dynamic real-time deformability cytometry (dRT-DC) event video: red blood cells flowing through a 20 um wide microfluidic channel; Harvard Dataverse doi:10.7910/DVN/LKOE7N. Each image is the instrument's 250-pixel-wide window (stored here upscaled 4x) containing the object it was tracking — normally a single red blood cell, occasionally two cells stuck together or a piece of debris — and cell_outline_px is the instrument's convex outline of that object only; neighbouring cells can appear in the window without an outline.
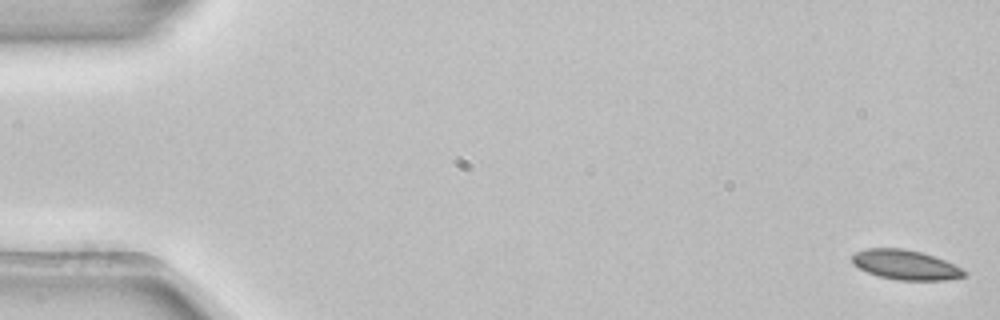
{"species": "common noctule bat (a hibernating species)", "species_latin": "Nyctalus noctula", "temperature_condition": "room temperature", "stored_images_in_passage": 5, "camera_frame_rate_fps": 3000, "um_per_image_px": 0.085, "animal": {"sex": "female", "body_mass_g": 22.7, "forearm_length_mm": 54.2}, "frame": {"image": 1, "passage_image": 1, "time_ms": 0.0, "image_size_px": [1000, 320], "cell_outline_px": [[968, 272], [964, 276], [948, 280], [896, 280], [876, 276], [852, 264], [852, 256], [856, 252], [868, 248], [904, 248], [920, 252], [944, 260]], "centroid_in_image_um": [76.94, 22.52], "position_along_channel_um": 8.1, "area_um2": 19.31}}